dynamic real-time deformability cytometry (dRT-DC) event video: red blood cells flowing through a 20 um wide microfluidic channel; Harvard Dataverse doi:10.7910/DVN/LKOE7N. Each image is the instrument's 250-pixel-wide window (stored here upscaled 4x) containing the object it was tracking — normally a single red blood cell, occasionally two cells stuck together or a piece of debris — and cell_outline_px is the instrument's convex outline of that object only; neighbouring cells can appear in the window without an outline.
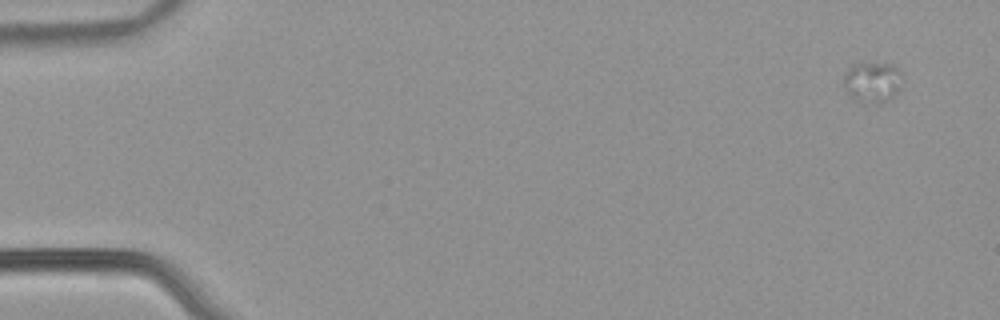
{"species": "common noctule bat (a hibernating species)", "species_latin": "Nyctalus noctula", "temperature_condition": "warm", "stored_images_in_passage": 20, "camera_frame_rate_fps": 3000, "um_per_image_px": 0.085, "animal": {"sex": "male", "body_mass_g": 21.5, "forearm_length_mm": 52.0}, "frame": {"image": 1, "passage_image": 1, "time_ms": 0.0, "image_size_px": [1000, 320], "cell_outline_px": [[900, 72], [896, 92], [892, 96], [880, 104], [852, 100], [844, 84], [844, 76], [848, 68], [852, 64], [896, 64]], "centroid_in_image_um": [74.1, 6.98], "position_along_channel_um": 10.9, "area_um2": 13.41}}